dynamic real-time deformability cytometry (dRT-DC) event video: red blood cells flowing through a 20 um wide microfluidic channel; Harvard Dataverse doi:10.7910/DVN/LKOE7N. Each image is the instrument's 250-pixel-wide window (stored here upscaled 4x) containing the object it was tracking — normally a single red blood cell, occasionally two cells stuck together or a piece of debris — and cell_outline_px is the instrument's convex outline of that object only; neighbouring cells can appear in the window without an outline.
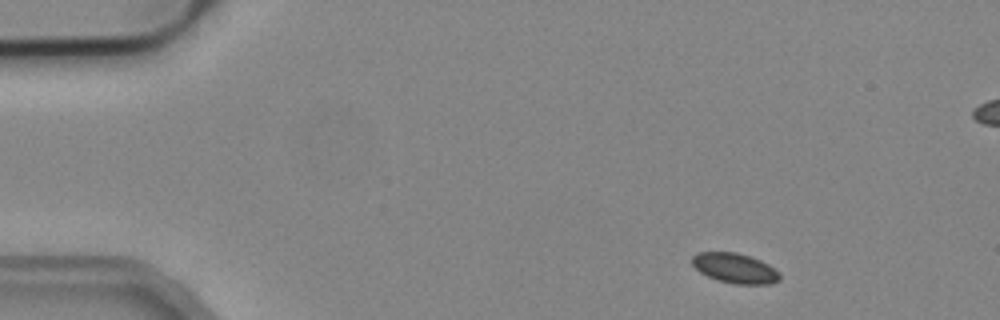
{"species": "common noctule bat (a hibernating species)", "species_latin": "Nyctalus noctula", "temperature_condition": "cold", "stored_images_in_passage": 5, "camera_frame_rate_fps": 3000, "um_per_image_px": 0.085, "animal": {"sex": "male", "body_mass_g": 19.2, "forearm_length_mm": 51.8}, "frame": {"image": 1, "passage_image": 1, "time_ms": 0.0, "image_size_px": [1000, 320], "cell_outline_px": [[780, 280], [772, 284], [736, 284], [716, 280], [700, 272], [692, 264], [692, 256], [696, 252], [736, 252], [760, 260], [768, 264], [780, 272]], "centroid_in_image_um": [62.48, 22.8], "position_along_channel_um": 22.5, "area_um2": 15.37}}